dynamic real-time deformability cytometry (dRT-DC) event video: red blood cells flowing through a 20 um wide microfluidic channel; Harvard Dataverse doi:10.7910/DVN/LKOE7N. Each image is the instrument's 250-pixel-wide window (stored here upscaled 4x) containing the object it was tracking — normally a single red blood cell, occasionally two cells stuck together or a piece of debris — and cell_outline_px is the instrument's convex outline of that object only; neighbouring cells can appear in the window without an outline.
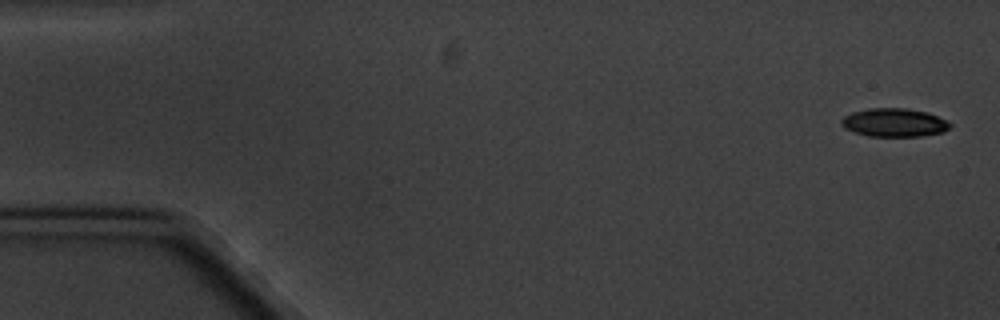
{"species": "common noctule bat (a hibernating species)", "species_latin": "Nyctalus noctula", "temperature_condition": "cold", "stored_images_in_passage": 12, "camera_frame_rate_fps": 3000, "um_per_image_px": 0.085, "animal": {"sex": "male", "body_mass_g": 20.1, "forearm_length_mm": 53.5}, "frame": {"image": 1, "passage_image": 1, "time_ms": 0.0, "image_size_px": [1000, 320], "cell_outline_px": [[952, 124], [944, 132], [920, 136], [868, 136], [844, 128], [840, 124], [840, 120], [844, 116], [852, 112], [868, 108], [904, 108], [928, 112], [948, 120]], "centroid_in_image_um": [76.01, 10.41], "position_along_channel_um": 9.0, "area_um2": 18.09}}
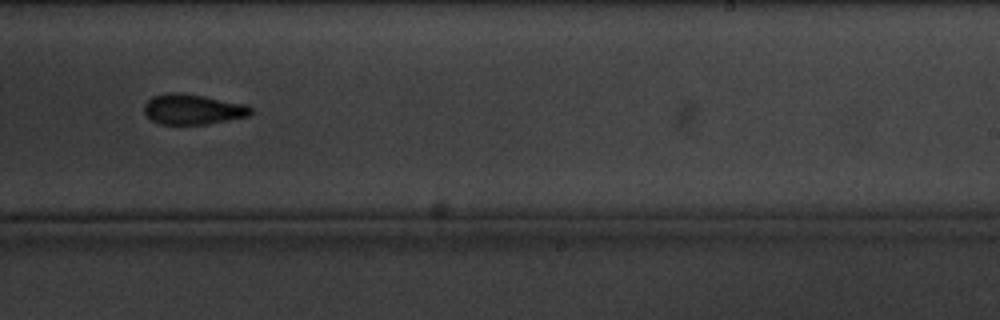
{"frame": {"image": 2, "passage_image": 10, "time_ms": 11.667, "image_size_px": [1000, 320], "cell_outline_px": [[252, 112], [248, 116], [204, 124], [160, 124], [152, 120], [144, 112], [144, 104], [152, 96], [168, 92], [180, 92], [204, 96], [248, 104], [252, 108]], "centroid_in_image_um": [16.38, 9.27], "position_along_channel_um": 272.6, "area_um2": 18.84}}